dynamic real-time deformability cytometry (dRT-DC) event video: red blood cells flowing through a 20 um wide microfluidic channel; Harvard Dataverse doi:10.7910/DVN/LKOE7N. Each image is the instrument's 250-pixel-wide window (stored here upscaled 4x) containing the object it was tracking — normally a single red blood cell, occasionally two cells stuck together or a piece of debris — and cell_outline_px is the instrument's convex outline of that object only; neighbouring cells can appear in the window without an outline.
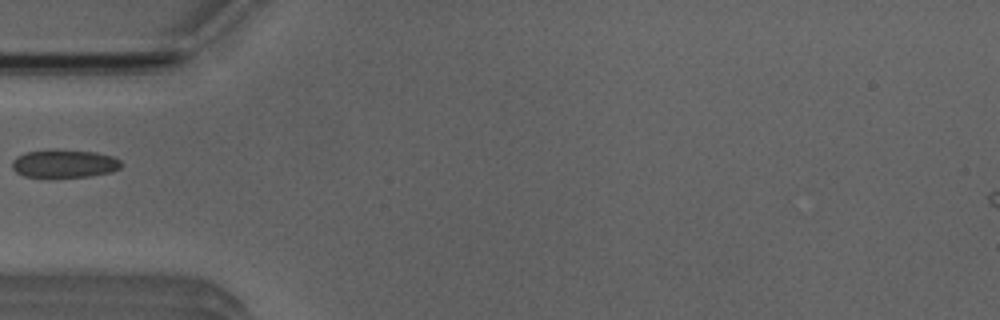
{"species": "Egyptian fruit bat (a non-hibernating species)", "species_latin": "Rousettus aegyptiacus", "temperature_condition": "room temperature", "stored_images_in_passage": 3, "camera_frame_rate_fps": 3000, "um_per_image_px": 0.085, "animal": {"sex": "male"}, "frame": {"image": 1, "passage_image": 3, "time_ms": 2.333, "image_size_px": [1000, 320], "cell_outline_px": [[124, 164], [120, 168], [112, 172], [88, 176], [48, 180], [24, 176], [16, 172], [12, 168], [12, 160], [16, 156], [24, 152], [96, 152], [112, 156], [120, 160]], "centroid_in_image_um": [5.45, 13.99], "position_along_channel_um": 79.6, "area_um2": 17.92}}